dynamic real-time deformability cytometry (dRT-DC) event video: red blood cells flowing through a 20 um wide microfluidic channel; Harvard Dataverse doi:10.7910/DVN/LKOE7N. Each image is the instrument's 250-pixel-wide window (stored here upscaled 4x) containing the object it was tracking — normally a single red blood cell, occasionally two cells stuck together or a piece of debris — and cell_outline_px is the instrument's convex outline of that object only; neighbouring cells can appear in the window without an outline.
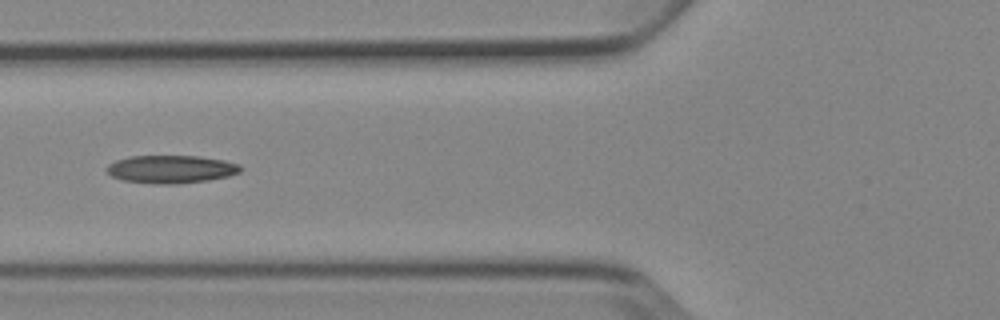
{"species": "Egyptian fruit bat (a non-hibernating species)", "species_latin": "Rousettus aegyptiacus", "temperature_condition": "cold", "stored_images_in_passage": 6, "camera_frame_rate_fps": 3000, "um_per_image_px": 0.085, "animal": {"sex": "female"}, "frame": {"image": 1, "passage_image": 6, "time_ms": 5.667, "image_size_px": [1000, 320], "cell_outline_px": [[244, 168], [240, 172], [228, 176], [208, 180], [176, 184], [152, 184], [124, 180], [112, 176], [108, 172], [108, 164], [116, 160], [132, 156], [200, 156], [224, 160], [240, 164]], "centroid_in_image_um": [14.59, 14.38], "position_along_channel_um": 111.2, "area_um2": 21.79}}